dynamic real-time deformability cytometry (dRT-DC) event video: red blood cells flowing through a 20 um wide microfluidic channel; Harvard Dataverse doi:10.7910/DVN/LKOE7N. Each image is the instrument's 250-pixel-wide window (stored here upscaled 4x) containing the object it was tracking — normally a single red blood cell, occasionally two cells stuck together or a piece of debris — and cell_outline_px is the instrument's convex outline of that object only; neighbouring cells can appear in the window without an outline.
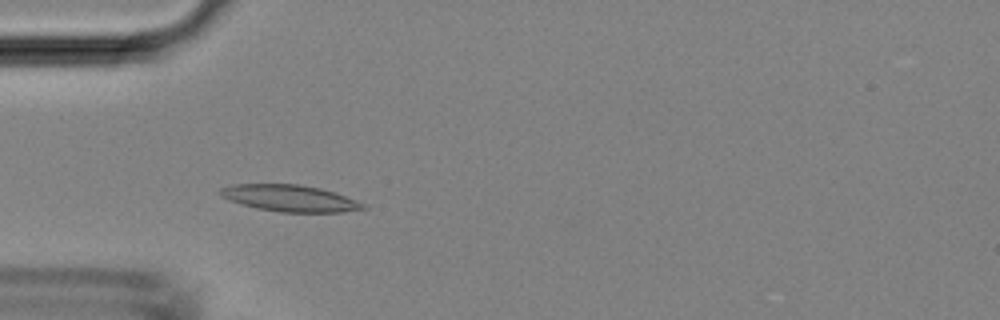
{"species": "Egyptian fruit bat (a non-hibernating species)", "species_latin": "Rousettus aegyptiacus", "temperature_condition": "room temperature", "stored_images_in_passage": 44, "camera_frame_rate_fps": 3000, "um_per_image_px": 0.085, "animal": {"sex": "female"}, "frame": {"image": 1, "passage_image": 12, "time_ms": 3.667, "image_size_px": [1000, 320], "cell_outline_px": [[368, 208], [344, 212], [280, 212], [256, 208], [240, 204], [220, 196], [220, 188], [232, 184], [300, 184], [320, 188], [368, 204]], "centroid_in_image_um": [24.64, 16.85], "position_along_channel_um": 60.4, "area_um2": 22.2}}
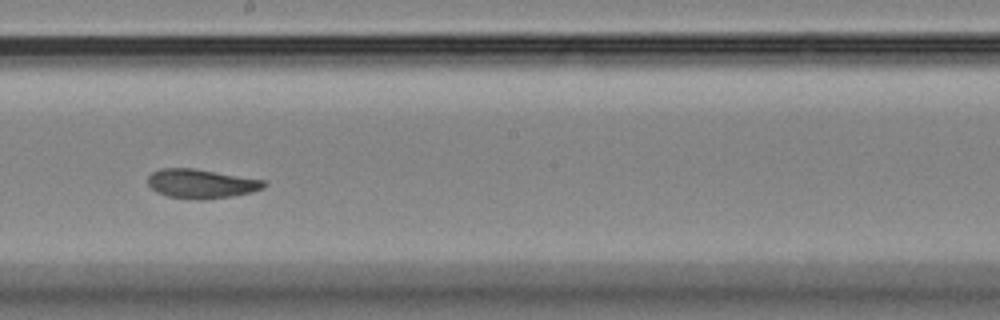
{"frame": {"image": 2, "passage_image": 24, "time_ms": 7.667, "image_size_px": [1000, 320], "cell_outline_px": [[268, 184], [264, 188], [252, 192], [232, 196], [204, 200], [200, 200], [168, 196], [156, 192], [148, 184], [148, 176], [152, 172], [160, 168], [192, 168], [264, 180]], "centroid_in_image_um": [17.1, 15.62], "position_along_channel_um": 231.1, "area_um2": 19.71}}
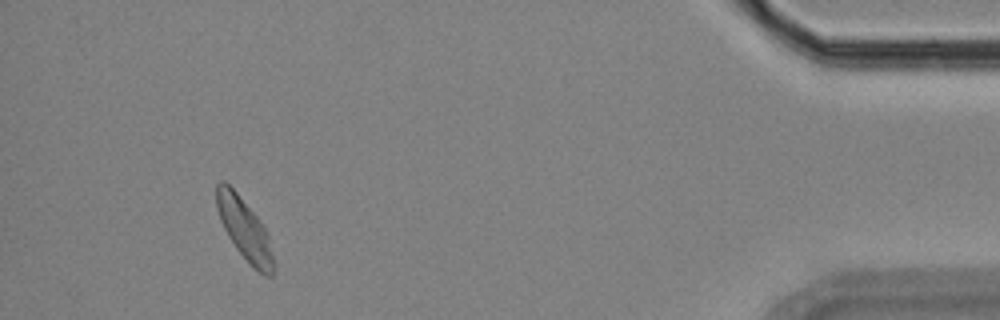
{"frame": {"image": 3, "passage_image": 41, "time_ms": 13.333, "image_size_px": [1000, 320], "cell_outline_px": [[272, 276], [264, 276], [252, 268], [236, 248], [228, 236], [220, 220], [216, 208], [216, 184], [220, 180], [224, 180], [236, 192], [256, 216], [264, 228], [268, 236], [272, 256]], "centroid_in_image_um": [20.73, 19.47], "position_along_channel_um": 414.5, "area_um2": 20.0}}